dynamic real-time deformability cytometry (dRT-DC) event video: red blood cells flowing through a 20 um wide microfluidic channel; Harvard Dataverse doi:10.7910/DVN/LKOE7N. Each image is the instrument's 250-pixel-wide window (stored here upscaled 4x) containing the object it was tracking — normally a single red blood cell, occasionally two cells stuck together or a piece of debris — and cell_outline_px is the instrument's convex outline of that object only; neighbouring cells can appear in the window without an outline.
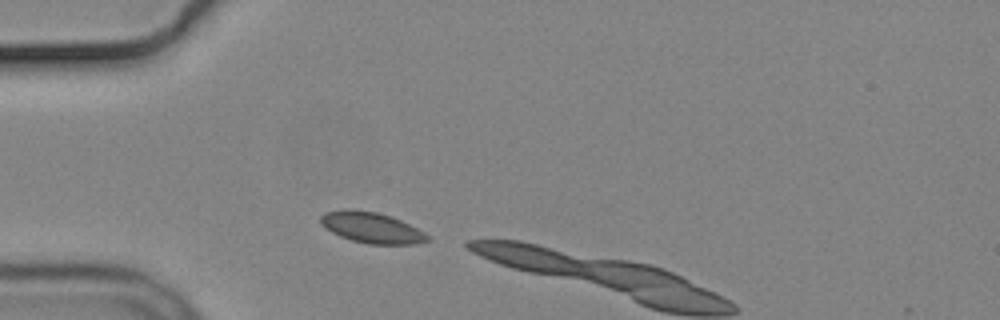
{"species": "common noctule bat (a hibernating species)", "species_latin": "Nyctalus noctula", "temperature_condition": "cold", "stored_images_in_passage": 2, "camera_frame_rate_fps": 3000, "um_per_image_px": 0.085, "animal": {"sex": "male", "body_mass_g": 19.2, "forearm_length_mm": 51.8}, "frame": {"image": 1, "passage_image": 1, "time_ms": 0.0, "image_size_px": [1000, 320], "cell_outline_px": [[432, 240], [412, 244], [368, 244], [352, 240], [340, 236], [332, 232], [320, 224], [320, 216], [324, 212], [376, 212], [400, 220], [424, 232]], "centroid_in_image_um": [31.62, 19.4], "position_along_channel_um": 53.4, "area_um2": 18.32}}